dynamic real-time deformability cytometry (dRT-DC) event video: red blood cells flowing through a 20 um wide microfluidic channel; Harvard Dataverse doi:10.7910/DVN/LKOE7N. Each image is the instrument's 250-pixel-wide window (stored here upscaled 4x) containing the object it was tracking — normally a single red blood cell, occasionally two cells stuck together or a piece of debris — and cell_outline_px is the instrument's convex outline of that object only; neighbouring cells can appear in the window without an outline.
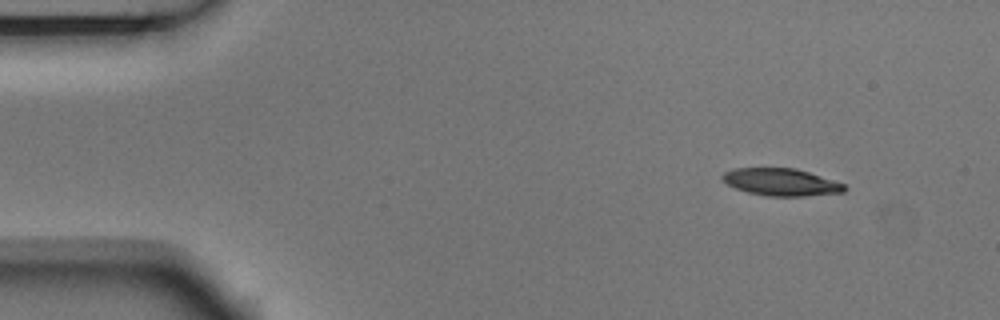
{"species": "Egyptian fruit bat (a non-hibernating species)", "species_latin": "Rousettus aegyptiacus", "temperature_condition": "room temperature", "stored_images_in_passage": 4, "segment_of_instrument_passage": [1, 2], "camera_frame_rate_fps": 3000, "um_per_image_px": 0.085, "animal": {"sex": "male"}, "frame": {"image": 1, "passage_image": 1, "time_ms": 0.0, "image_size_px": [1000, 320], "cell_outline_px": [[848, 188], [844, 192], [804, 196], [768, 196], [748, 192], [736, 188], [728, 184], [720, 176], [724, 172], [736, 168], [796, 168], [844, 184]], "centroid_in_image_um": [66.4, 15.48], "position_along_channel_um": 18.6, "area_um2": 19.19}}
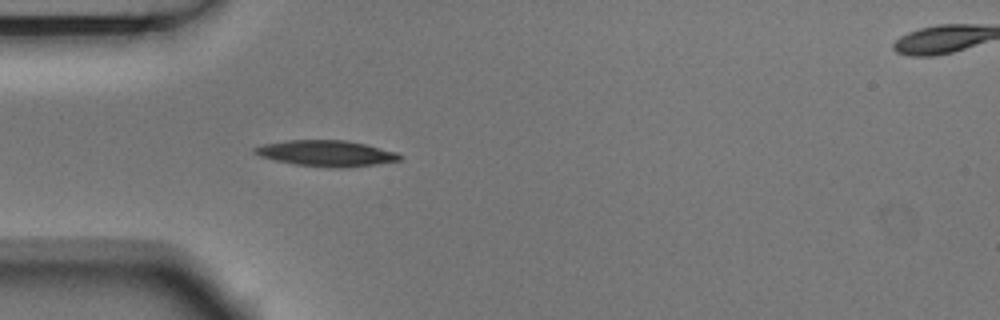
{"frame": {"image": 2, "passage_image": 3, "time_ms": 0.667, "image_size_px": [1000, 320], "cell_outline_px": [[404, 156], [400, 160], [376, 164], [340, 168], [328, 168], [296, 164], [276, 160], [260, 156], [252, 152], [252, 148], [264, 144], [288, 140], [348, 140], [396, 152]], "centroid_in_image_um": [27.73, 13.03], "position_along_channel_um": 57.3, "area_um2": 21.85}}